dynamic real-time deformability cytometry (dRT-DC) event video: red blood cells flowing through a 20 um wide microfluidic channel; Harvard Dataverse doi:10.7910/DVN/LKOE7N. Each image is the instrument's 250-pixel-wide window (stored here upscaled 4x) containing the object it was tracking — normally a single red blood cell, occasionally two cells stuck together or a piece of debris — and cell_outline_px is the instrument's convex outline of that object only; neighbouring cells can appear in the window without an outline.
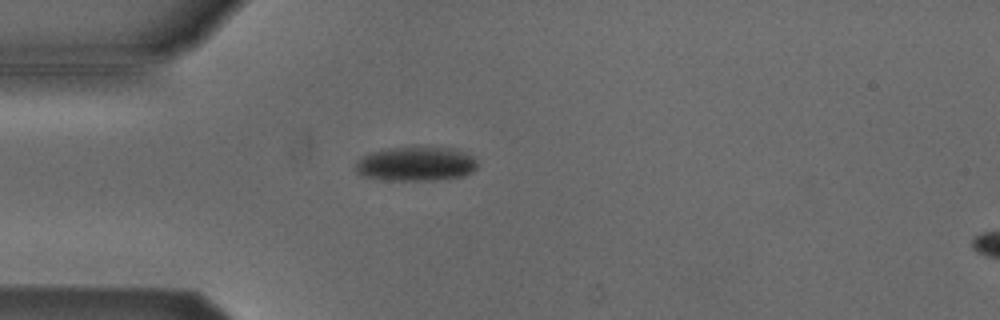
{"species": "Egyptian fruit bat (a non-hibernating species)", "species_latin": "Rousettus aegyptiacus", "temperature_condition": "cold", "stored_images_in_passage": 35, "camera_frame_rate_fps": 3000, "um_per_image_px": 0.085, "animal": {"sex": "male"}, "frame": {"image": 1, "passage_image": 1, "time_ms": 0.0, "image_size_px": [1000, 320], "cell_outline_px": [[476, 168], [472, 172], [464, 176], [436, 180], [380, 180], [360, 176], [352, 168], [356, 160], [372, 152], [388, 148], [452, 148], [472, 156], [476, 160]], "centroid_in_image_um": [35.28, 13.96], "position_along_channel_um": 49.7, "area_um2": 24.39}}
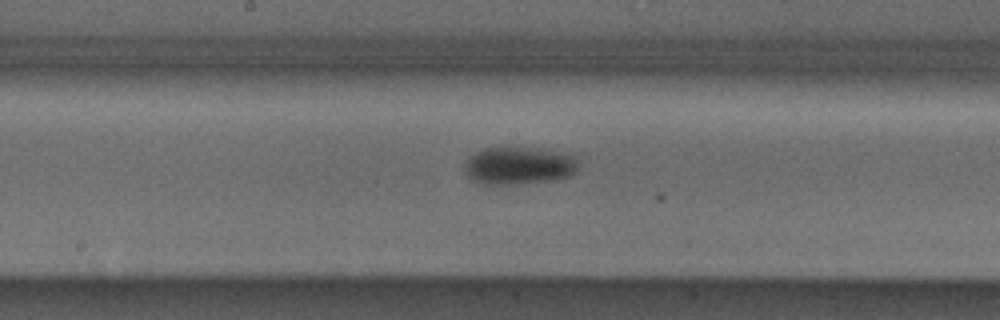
{"frame": {"image": 2, "passage_image": 14, "time_ms": 4.333, "image_size_px": [1000, 320], "cell_outline_px": [[576, 172], [572, 176], [556, 180], [508, 184], [484, 184], [472, 180], [468, 176], [464, 168], [464, 164], [476, 152], [484, 148], [500, 144], [532, 148], [576, 156]], "centroid_in_image_um": [44.07, 14.05], "position_along_channel_um": 204.1, "area_um2": 25.2}}
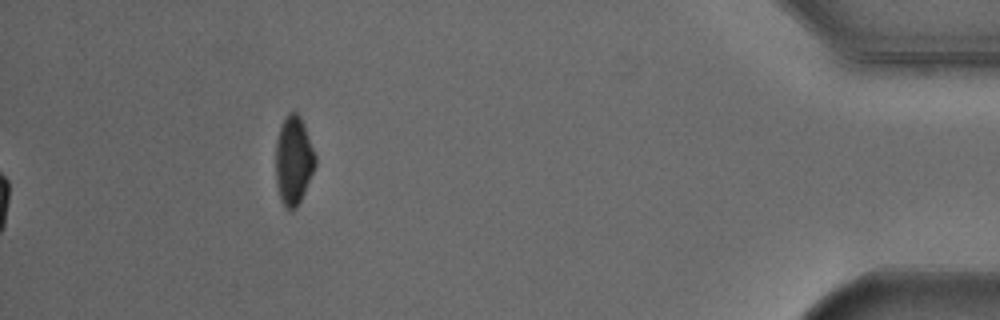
{"frame": {"image": 3, "passage_image": 35, "time_ms": 11.333, "image_size_px": [1000, 320], "cell_outline_px": [[316, 164], [304, 192], [296, 208], [292, 212], [288, 212], [284, 208], [280, 200], [276, 184], [276, 140], [280, 128], [288, 112], [296, 112], [300, 116], [316, 156]], "centroid_in_image_um": [24.93, 13.7], "position_along_channel_um": 410.3, "area_um2": 20.4}, "authors_computed_cell_mechanics": {"area_um2": 24.854, "velocity_mm_per_s": 3.8334, "shape_relaxation_time_tau1_ms": 2.8296, "shape_relaxation_time_tau2_ms": null, "deformation_change_tau1": 0.0991, "deformation_change_tau2": null}}